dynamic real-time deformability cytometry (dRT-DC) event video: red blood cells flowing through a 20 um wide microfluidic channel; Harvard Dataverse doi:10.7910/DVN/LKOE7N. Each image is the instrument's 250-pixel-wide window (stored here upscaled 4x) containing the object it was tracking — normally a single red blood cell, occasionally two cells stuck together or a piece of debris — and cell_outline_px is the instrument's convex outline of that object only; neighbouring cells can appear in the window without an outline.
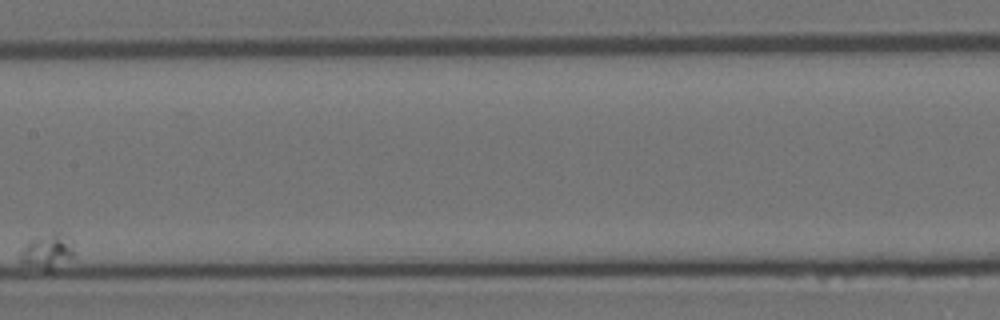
{"species": "Egyptian fruit bat (a non-hibernating species)", "species_latin": "Rousettus aegyptiacus", "temperature_condition": "room temperature", "stored_images_in_passage": 8, "camera_frame_rate_fps": 3000, "um_per_image_px": 0.085, "animal": {"sex": "female"}, "frame": {"image": 1, "passage_image": 7, "time_ms": 8.0, "image_size_px": [1000, 320], "cell_outline_px": [[72, 256], [52, 272], [48, 272], [28, 264], [20, 260], [20, 252], [32, 240], [48, 232], [68, 232], [72, 240]], "centroid_in_image_um": [4.09, 21.34], "position_along_channel_um": 203.3, "area_um2": 10.92}}